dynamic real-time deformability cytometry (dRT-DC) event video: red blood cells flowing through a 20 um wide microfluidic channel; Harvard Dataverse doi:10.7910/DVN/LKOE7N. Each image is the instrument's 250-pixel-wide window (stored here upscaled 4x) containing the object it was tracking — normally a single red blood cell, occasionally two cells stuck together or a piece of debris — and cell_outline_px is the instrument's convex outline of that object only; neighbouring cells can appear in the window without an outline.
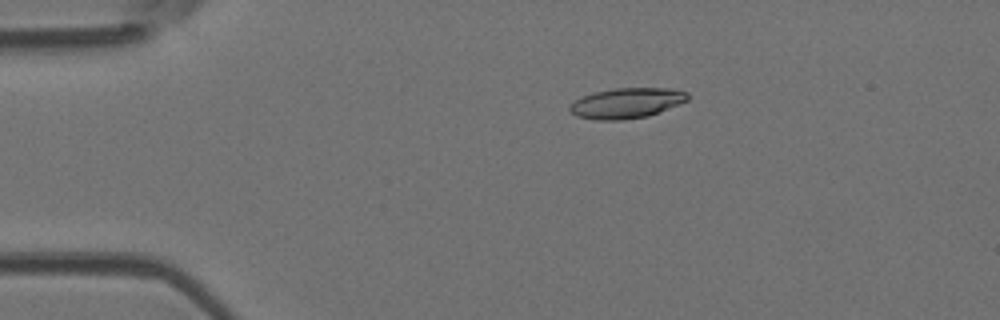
{"species": "Egyptian fruit bat (a non-hibernating species)", "species_latin": "Rousettus aegyptiacus", "temperature_condition": "room temperature", "stored_images_in_passage": 5, "camera_frame_rate_fps": 3000, "um_per_image_px": 0.085, "animal": {"sex": "female"}, "frame": {"image": 1, "passage_image": 3, "time_ms": 0.667, "image_size_px": [1000, 320], "cell_outline_px": [[688, 100], [680, 104], [648, 116], [620, 120], [596, 120], [576, 116], [568, 108], [576, 100], [584, 96], [596, 92], [616, 88], [668, 88], [688, 92]], "centroid_in_image_um": [53.29, 8.77], "position_along_channel_um": 31.7, "area_um2": 20.63}}
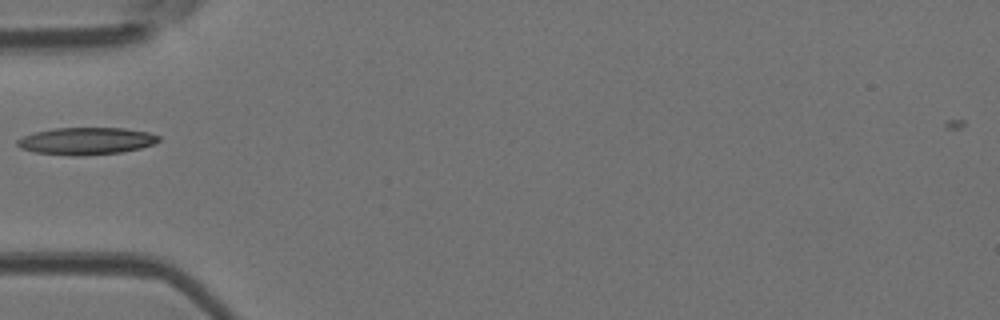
{"frame": {"image": 2, "passage_image": 5, "time_ms": 1.333, "image_size_px": [1000, 320], "cell_outline_px": [[160, 140], [152, 144], [140, 148], [120, 152], [80, 156], [72, 156], [36, 152], [20, 148], [16, 144], [16, 140], [24, 136], [36, 132], [52, 128], [124, 128], [148, 132], [160, 136]], "centroid_in_image_um": [7.32, 11.98], "position_along_channel_um": 77.7, "area_um2": 22.31}}